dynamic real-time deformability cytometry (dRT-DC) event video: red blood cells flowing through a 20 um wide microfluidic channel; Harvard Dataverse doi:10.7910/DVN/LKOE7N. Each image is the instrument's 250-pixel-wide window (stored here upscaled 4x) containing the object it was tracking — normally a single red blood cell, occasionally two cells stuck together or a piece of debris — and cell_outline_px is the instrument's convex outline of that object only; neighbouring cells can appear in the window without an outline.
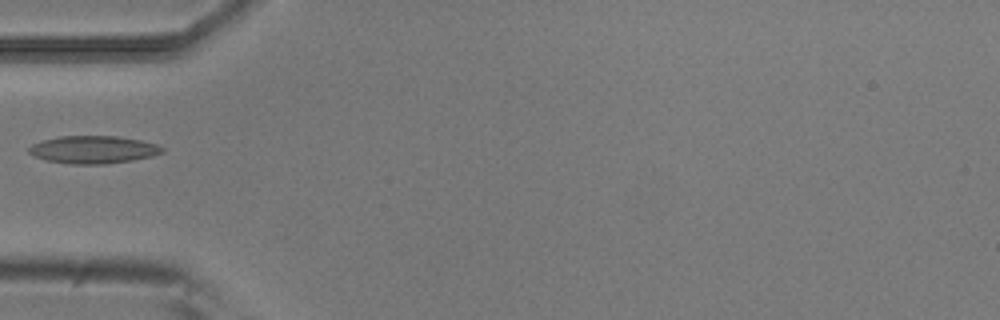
{"species": "common noctule bat (a hibernating species)", "species_latin": "Nyctalus noctula", "temperature_condition": "room temperature", "stored_images_in_passage": 5, "camera_frame_rate_fps": 3000, "um_per_image_px": 0.085, "animal": {"sex": "male", "body_mass_g": 20.5, "forearm_length_mm": 52.5}, "frame": {"image": 1, "passage_image": 4, "time_ms": 1.0, "image_size_px": [1000, 320], "cell_outline_px": [[164, 152], [152, 156], [132, 160], [104, 164], [72, 164], [48, 160], [36, 156], [28, 152], [28, 148], [32, 144], [44, 140], [60, 136], [116, 136], [140, 140], [156, 144], [164, 148]], "centroid_in_image_um": [7.95, 12.71], "position_along_channel_um": 77.0, "area_um2": 21.27}}
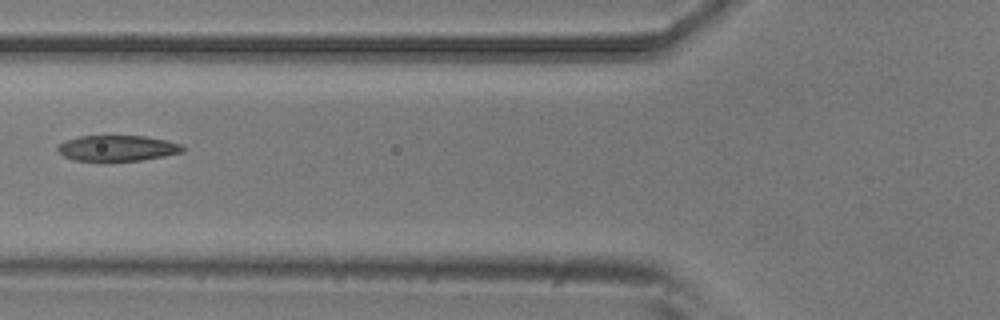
{"frame": {"image": 2, "passage_image": 5, "time_ms": 1.333, "image_size_px": [1000, 320], "cell_outline_px": [[188, 148], [184, 152], [164, 156], [140, 160], [72, 160], [64, 156], [56, 148], [64, 140], [80, 136], [144, 136], [164, 140], [180, 144]], "centroid_in_image_um": [10.0, 12.58], "position_along_channel_um": 115.8, "area_um2": 18.55}}